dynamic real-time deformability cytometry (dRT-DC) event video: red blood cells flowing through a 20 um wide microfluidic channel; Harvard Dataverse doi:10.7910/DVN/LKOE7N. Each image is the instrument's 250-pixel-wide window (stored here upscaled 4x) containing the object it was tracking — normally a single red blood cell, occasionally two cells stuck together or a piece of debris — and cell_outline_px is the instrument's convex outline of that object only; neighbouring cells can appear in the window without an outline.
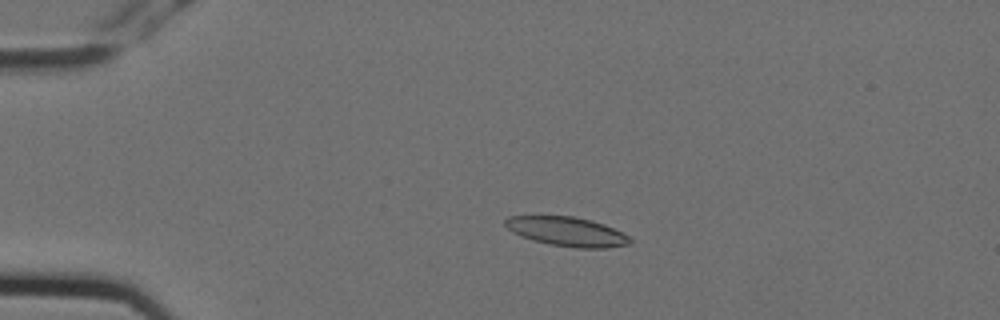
{"species": "Egyptian fruit bat (a non-hibernating species)", "species_latin": "Rousettus aegyptiacus", "temperature_condition": "cold", "stored_images_in_passage": 6, "camera_frame_rate_fps": 3000, "um_per_image_px": 0.085, "animal": {"sex": "female"}, "frame": {"image": 1, "passage_image": 4, "time_ms": 1.0, "image_size_px": [1000, 320], "cell_outline_px": [[632, 240], [628, 244], [608, 248], [576, 248], [548, 244], [532, 240], [520, 236], [512, 232], [504, 224], [504, 220], [508, 216], [572, 216], [592, 220], [604, 224], [628, 236]], "centroid_in_image_um": [48.16, 19.68], "position_along_channel_um": 36.8, "area_um2": 21.27}}
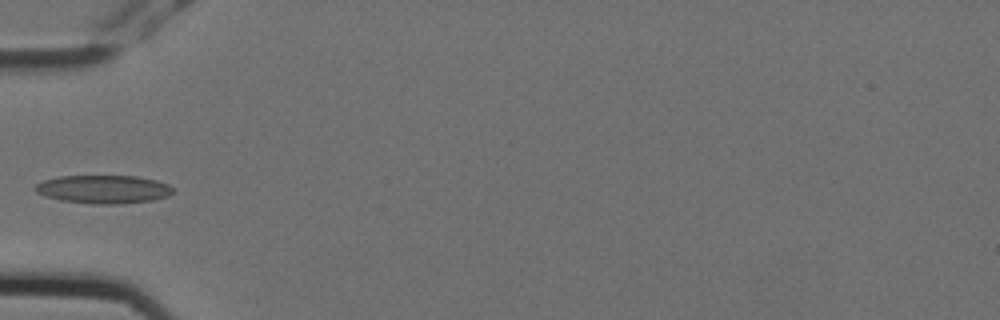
{"frame": {"image": 2, "passage_image": 6, "time_ms": 1.667, "image_size_px": [1000, 320], "cell_outline_px": [[176, 188], [168, 196], [152, 200], [116, 204], [92, 204], [60, 200], [36, 192], [32, 188], [36, 184], [44, 180], [60, 176], [136, 176], [156, 180], [168, 184]], "centroid_in_image_um": [8.81, 16.08], "position_along_channel_um": 76.2, "area_um2": 22.72}}